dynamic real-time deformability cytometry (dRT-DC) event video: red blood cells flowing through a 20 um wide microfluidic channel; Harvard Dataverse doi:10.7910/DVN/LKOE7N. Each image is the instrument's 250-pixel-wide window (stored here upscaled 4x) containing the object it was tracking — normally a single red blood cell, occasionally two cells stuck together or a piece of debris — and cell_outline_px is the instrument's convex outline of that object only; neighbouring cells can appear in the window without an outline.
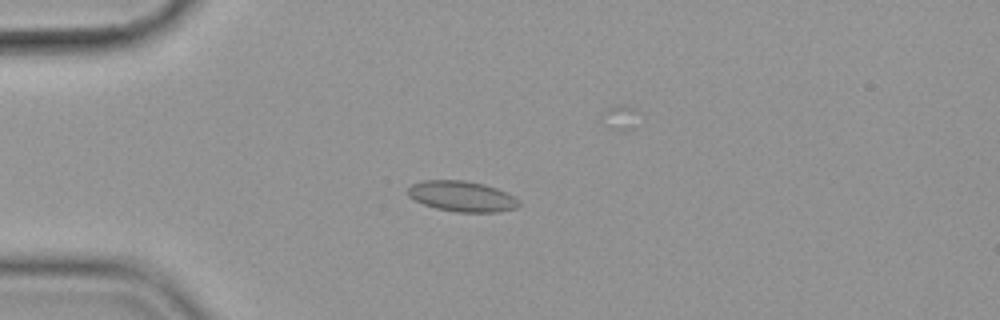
{"species": "common noctule bat (a hibernating species)", "species_latin": "Nyctalus noctula", "temperature_condition": "cold", "stored_images_in_passage": 55, "camera_frame_rate_fps": 3000, "um_per_image_px": 0.085, "animal": {"sex": "female", "body_mass_g": 19.9}, "frame": {"image": 1, "passage_image": 16, "time_ms": 5.0, "image_size_px": [1000, 320], "cell_outline_px": [[520, 204], [516, 208], [500, 212], [456, 212], [436, 208], [424, 204], [408, 196], [408, 188], [412, 184], [424, 180], [464, 180], [484, 184], [496, 188], [520, 200]], "centroid_in_image_um": [39.27, 16.69], "position_along_channel_um": 45.7, "area_um2": 19.71}}
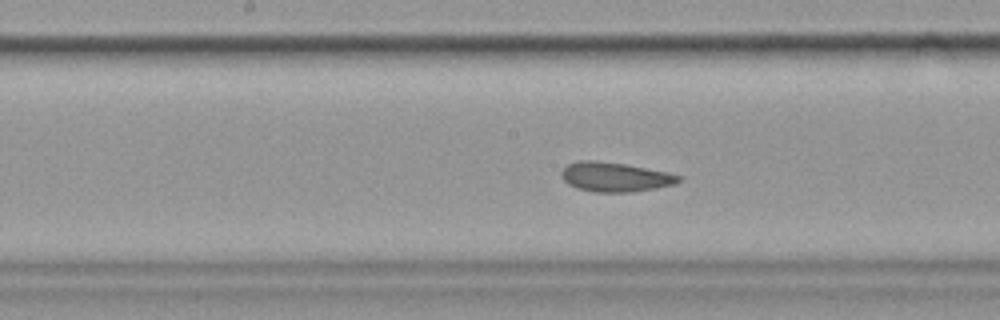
{"frame": {"image": 2, "passage_image": 28, "time_ms": 9.0, "image_size_px": [1000, 320], "cell_outline_px": [[684, 180], [676, 184], [656, 188], [632, 192], [592, 192], [576, 188], [568, 184], [560, 176], [560, 172], [568, 164], [580, 160], [596, 160], [624, 164], [668, 172], [684, 176]], "centroid_in_image_um": [52.31, 15.05], "position_along_channel_um": 195.9, "area_um2": 20.4}}
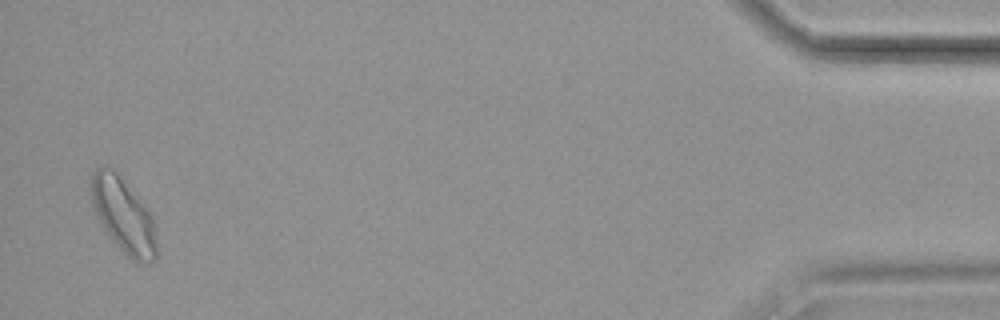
{"frame": {"image": 3, "passage_image": 54, "time_ms": 17.667, "image_size_px": [1000, 320], "cell_outline_px": [[156, 260], [152, 264], [148, 264], [132, 260], [112, 240], [104, 228], [92, 208], [88, 188], [88, 184], [92, 172], [96, 168], [104, 164], [112, 168], [116, 172], [152, 216], [156, 240]], "centroid_in_image_um": [10.43, 18.29], "position_along_channel_um": 424.8, "area_um2": 28.55}, "authors_computed_cell_mechanics": {"area_um2": 19.8254, "velocity_mm_per_s": 3.5545, "shape_relaxation_time_tau1_ms": null, "shape_relaxation_time_tau2_ms": 0.9924, "deformation_change_tau1": null, "deformation_change_tau2": 0.0646}}